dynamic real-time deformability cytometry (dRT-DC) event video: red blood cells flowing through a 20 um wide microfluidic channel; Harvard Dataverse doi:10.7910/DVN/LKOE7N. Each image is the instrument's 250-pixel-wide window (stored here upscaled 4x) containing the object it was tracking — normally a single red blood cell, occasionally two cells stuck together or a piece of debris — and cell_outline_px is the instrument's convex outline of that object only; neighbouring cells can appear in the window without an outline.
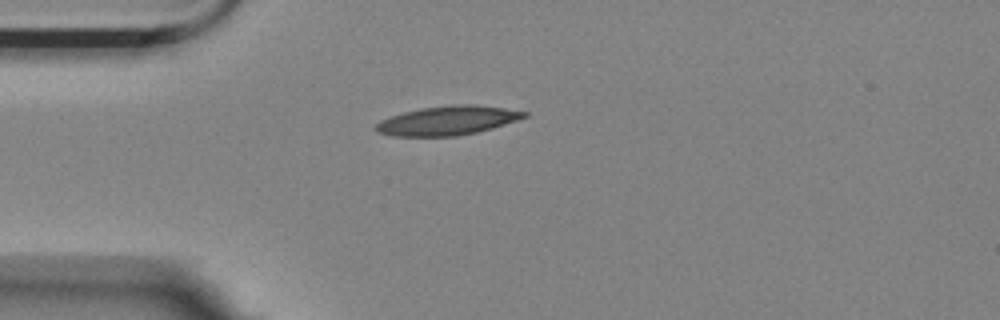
{"species": "Egyptian fruit bat (a non-hibernating species)", "species_latin": "Rousettus aegyptiacus", "temperature_condition": "room temperature", "stored_images_in_passage": 39, "camera_frame_rate_fps": 3000, "um_per_image_px": 0.085, "animal": {"sex": "female"}, "frame": {"image": 1, "passage_image": 1, "time_ms": 0.0, "image_size_px": [1000, 320], "cell_outline_px": [[528, 116], [492, 128], [476, 132], [456, 136], [392, 136], [376, 132], [376, 124], [380, 120], [404, 112], [420, 108], [452, 104], [476, 104], [504, 108], [528, 112]], "centroid_in_image_um": [38.04, 10.24], "position_along_channel_um": 47.0, "area_um2": 25.09}}
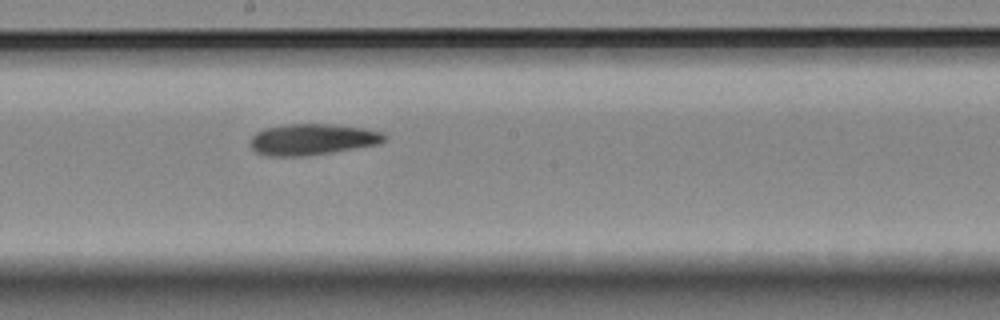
{"frame": {"image": 2, "passage_image": 17, "time_ms": 5.333, "image_size_px": [1000, 320], "cell_outline_px": [[384, 140], [376, 144], [332, 152], [304, 156], [268, 156], [256, 152], [252, 148], [252, 136], [256, 132], [264, 128], [288, 124], [328, 124], [364, 128], [380, 132], [384, 136]], "centroid_in_image_um": [26.49, 11.85], "position_along_channel_um": 221.7, "area_um2": 23.93}}
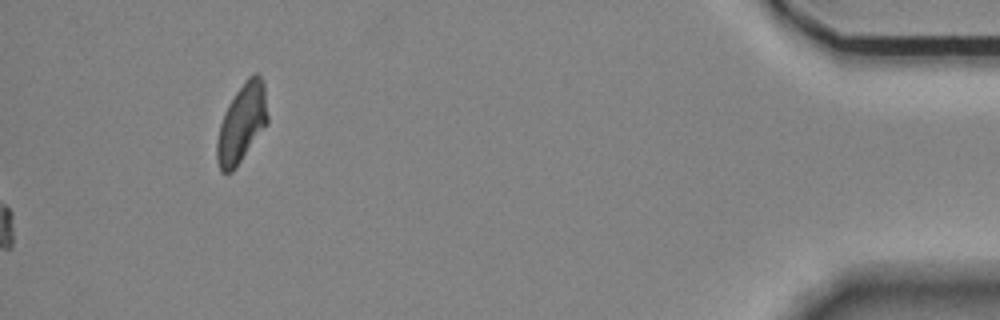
{"frame": {"image": 3, "passage_image": 39, "time_ms": 12.667, "image_size_px": [1000, 320], "cell_outline_px": [[268, 124], [236, 168], [232, 172], [220, 172], [216, 160], [216, 140], [220, 124], [224, 112], [228, 104], [244, 80], [248, 76], [256, 72], [260, 76], [264, 84], [268, 116]], "centroid_in_image_um": [20.55, 10.49], "position_along_channel_um": 414.7, "area_um2": 23.52}}